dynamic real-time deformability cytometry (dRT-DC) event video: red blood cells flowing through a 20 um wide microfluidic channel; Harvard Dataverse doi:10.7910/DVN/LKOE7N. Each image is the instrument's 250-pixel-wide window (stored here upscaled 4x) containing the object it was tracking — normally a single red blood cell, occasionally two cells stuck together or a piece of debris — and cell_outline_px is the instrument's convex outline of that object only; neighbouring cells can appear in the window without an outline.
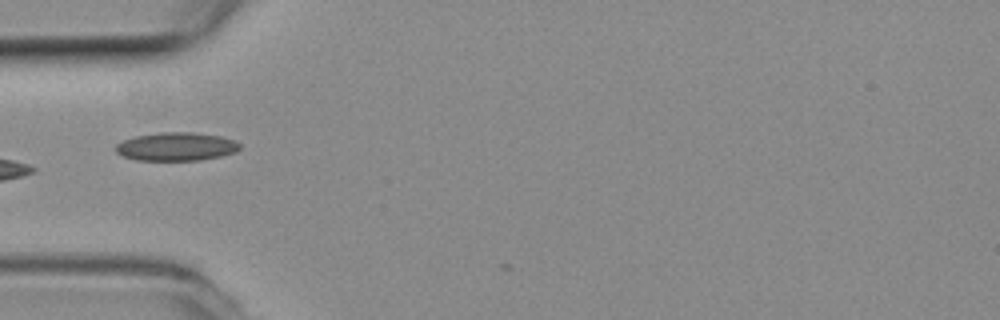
{"species": "common noctule bat (a hibernating species)", "species_latin": "Nyctalus noctula", "temperature_condition": "room temperature", "stored_images_in_passage": 3, "camera_frame_rate_fps": 3000, "um_per_image_px": 0.085, "animal": {"sex": "female", "body_mass_g": 19.3, "forearm_length_mm": 54.1}, "frame": {"image": 1, "passage_image": 2, "time_ms": 0.333, "image_size_px": [1000, 320], "cell_outline_px": [[240, 148], [236, 152], [220, 156], [200, 160], [136, 160], [124, 156], [116, 152], [116, 144], [124, 140], [136, 136], [160, 132], [192, 132], [220, 136], [232, 140], [240, 144]], "centroid_in_image_um": [14.98, 12.46], "position_along_channel_um": 70.0, "area_um2": 20.35}}